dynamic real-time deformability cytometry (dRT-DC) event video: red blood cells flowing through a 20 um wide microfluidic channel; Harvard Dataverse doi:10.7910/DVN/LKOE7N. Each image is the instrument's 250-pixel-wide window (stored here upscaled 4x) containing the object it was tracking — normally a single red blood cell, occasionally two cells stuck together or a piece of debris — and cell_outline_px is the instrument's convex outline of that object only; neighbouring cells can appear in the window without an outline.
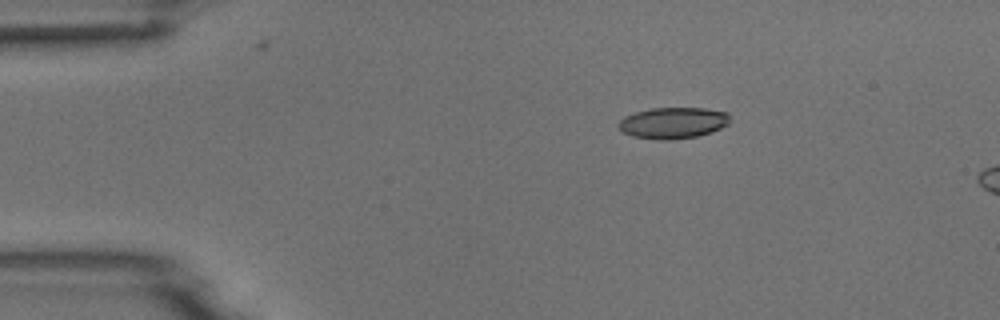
{"species": "common noctule bat (a hibernating species)", "species_latin": "Nyctalus noctula", "temperature_condition": "room temperature", "stored_images_in_passage": 3, "camera_frame_rate_fps": 3000, "um_per_image_px": 0.085, "animal": {"sex": "male", "body_mass_g": 18.8}, "frame": {"image": 1, "passage_image": 1, "time_ms": 0.0, "image_size_px": [1000, 320], "cell_outline_px": [[728, 124], [712, 132], [696, 136], [668, 140], [656, 140], [632, 136], [616, 128], [616, 124], [624, 116], [636, 112], [652, 108], [704, 108], [728, 112]], "centroid_in_image_um": [57.16, 10.45], "position_along_channel_um": 27.8, "area_um2": 20.35}}